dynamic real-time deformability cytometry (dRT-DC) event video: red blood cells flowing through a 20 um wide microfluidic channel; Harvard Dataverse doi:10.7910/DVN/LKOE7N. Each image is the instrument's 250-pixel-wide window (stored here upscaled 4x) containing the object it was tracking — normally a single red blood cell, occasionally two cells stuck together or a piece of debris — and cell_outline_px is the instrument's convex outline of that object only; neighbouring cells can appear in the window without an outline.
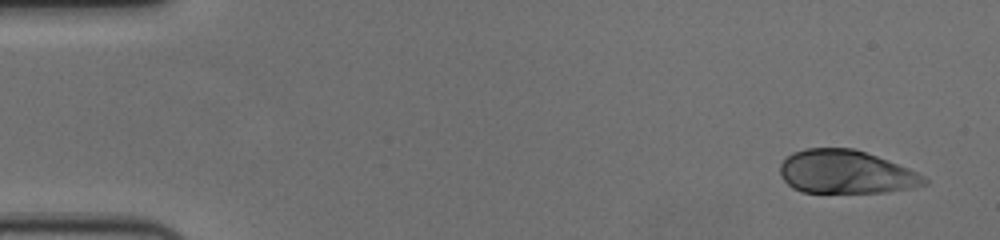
{"species": "human", "species_latin": "Homo sapiens", "temperature_condition": "cold", "stored_images_in_passage": 54, "camera_frame_rate_fps": 3000, "um_per_image_px": 0.085, "donor": {"sex": "female"}, "frame": {"image": 1, "passage_image": 1, "time_ms": 0.0, "image_size_px": [1000, 240], "cell_outline_px": [[928, 184], [912, 188], [888, 192], [804, 192], [792, 188], [780, 176], [780, 164], [792, 152], [804, 148], [852, 148], [876, 156], [908, 168], [924, 176], [928, 180]], "centroid_in_image_um": [71.89, 14.62], "position_along_channel_um": 13.1, "area_um2": 36.36}}
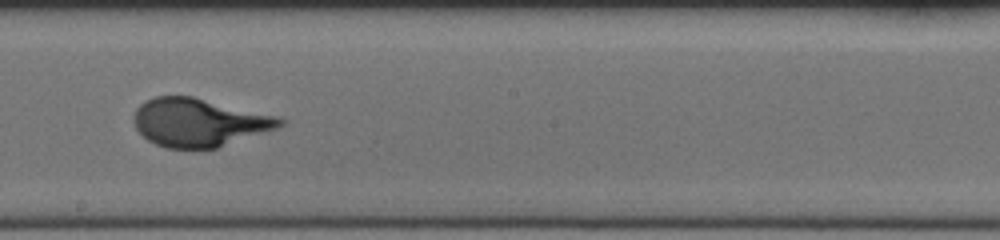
{"frame": {"image": 2, "passage_image": 30, "time_ms": 9.667, "image_size_px": [1000, 240], "cell_outline_px": [[288, 120], [284, 124], [276, 128], [216, 148], [168, 148], [156, 144], [148, 140], [136, 128], [136, 108], [144, 100], [156, 96], [192, 96], [276, 116]], "centroid_in_image_um": [16.92, 10.4], "position_along_channel_um": 231.3, "area_um2": 40.4}}
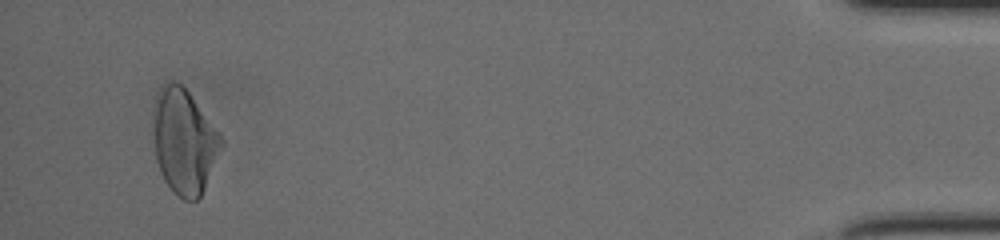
{"frame": {"image": 3, "passage_image": 52, "time_ms": 17.0, "image_size_px": [1000, 240], "cell_outline_px": [[224, 144], [204, 188], [200, 196], [196, 200], [184, 200], [172, 192], [164, 180], [160, 172], [156, 160], [152, 124], [156, 104], [164, 84], [172, 80], [180, 84], [188, 92], [224, 140]], "centroid_in_image_um": [15.65, 12.08], "position_along_channel_um": 419.6, "area_um2": 40.86}, "authors_computed_cell_mechanics": {"area_um2": 39.8531, "velocity_mm_per_s": 3.6113, "shape_relaxation_time_tau1_ms": 3.5167, "shape_relaxation_time_tau2_ms": null, "deformation_change_tau1": 0.1844, "deformation_change_tau2": null}}